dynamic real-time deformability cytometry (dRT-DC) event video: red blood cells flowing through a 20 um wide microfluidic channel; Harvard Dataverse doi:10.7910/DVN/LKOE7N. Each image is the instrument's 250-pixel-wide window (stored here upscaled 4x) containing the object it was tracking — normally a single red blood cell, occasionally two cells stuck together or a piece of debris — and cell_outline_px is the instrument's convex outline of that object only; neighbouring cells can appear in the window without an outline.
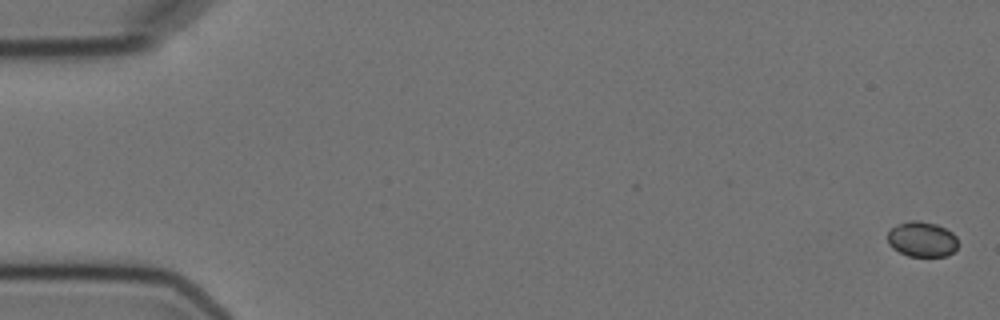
{"species": "Egyptian fruit bat (a non-hibernating species)", "species_latin": "Rousettus aegyptiacus", "temperature_condition": "cold", "stored_images_in_passage": 6, "camera_frame_rate_fps": 3000, "um_per_image_px": 0.085, "animal": {"sex": "female"}, "frame": {"image": 1, "passage_image": 1, "time_ms": 0.0, "image_size_px": [1000, 320], "cell_outline_px": [[956, 248], [948, 256], [908, 256], [892, 248], [888, 244], [888, 232], [892, 228], [908, 220], [920, 220], [936, 224], [952, 232], [956, 236]], "centroid_in_image_um": [78.36, 20.33], "position_along_channel_um": 6.6, "area_um2": 14.39}}
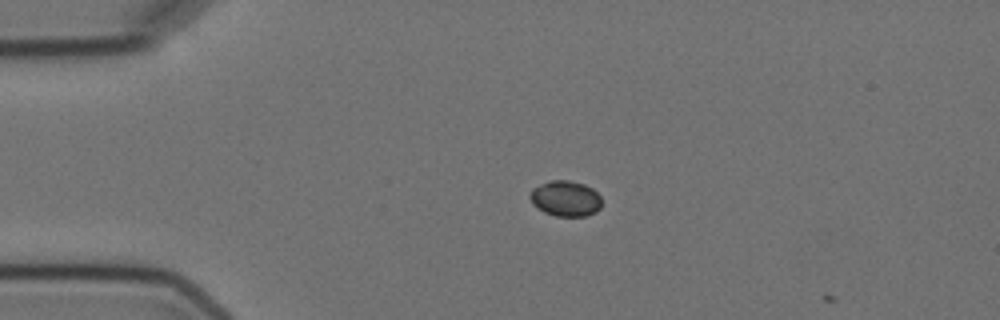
{"frame": {"image": 2, "passage_image": 4, "time_ms": 4.0, "image_size_px": [1000, 320], "cell_outline_px": [[600, 208], [596, 212], [584, 216], [556, 216], [544, 212], [536, 208], [532, 204], [528, 196], [532, 188], [540, 184], [552, 180], [568, 180], [584, 184], [592, 188], [600, 196]], "centroid_in_image_um": [48.03, 16.87], "position_along_channel_um": 37.0, "area_um2": 14.97}}